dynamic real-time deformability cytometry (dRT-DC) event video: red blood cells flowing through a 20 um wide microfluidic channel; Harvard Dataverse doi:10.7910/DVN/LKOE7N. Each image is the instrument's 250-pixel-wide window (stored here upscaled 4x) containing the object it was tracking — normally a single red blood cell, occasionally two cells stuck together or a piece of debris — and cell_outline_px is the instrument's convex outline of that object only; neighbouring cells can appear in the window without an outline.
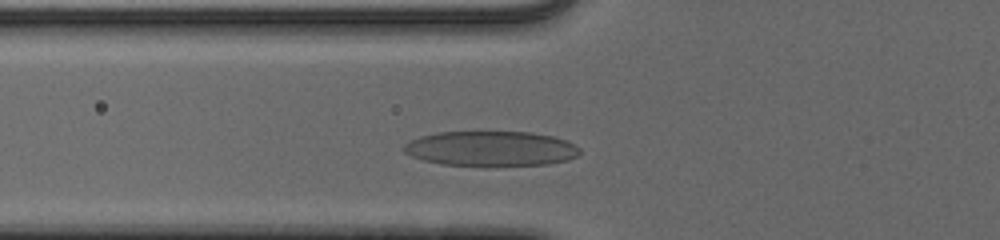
{"species": "human", "species_latin": "Homo sapiens", "temperature_condition": "cold", "stored_images_in_passage": 30, "camera_frame_rate_fps": 3000, "um_per_image_px": 0.085, "donor": {"sex": "male"}, "frame": {"image": 1, "passage_image": 5, "time_ms": 1.333, "image_size_px": [1000, 240], "cell_outline_px": [[580, 152], [576, 156], [568, 160], [548, 164], [440, 164], [424, 160], [412, 156], [404, 152], [400, 148], [404, 144], [420, 136], [440, 132], [532, 132], [552, 136], [568, 140], [576, 144], [580, 148]], "centroid_in_image_um": [41.74, 12.6], "position_along_channel_um": 84.1, "area_um2": 35.37}}
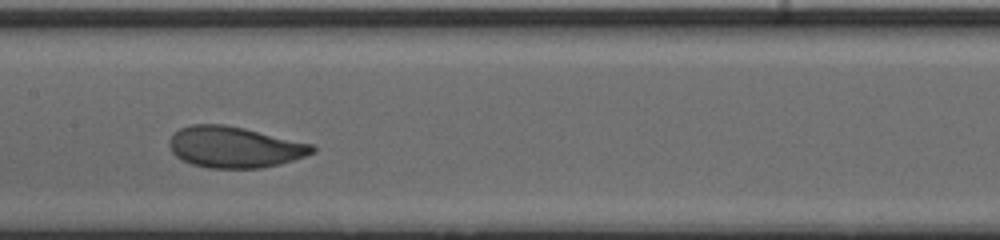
{"frame": {"image": 2, "passage_image": 13, "time_ms": 4.0, "image_size_px": [1000, 240], "cell_outline_px": [[316, 152], [280, 164], [260, 168], [208, 168], [192, 164], [176, 156], [172, 152], [168, 144], [168, 140], [180, 128], [192, 124], [224, 124], [244, 128], [312, 144], [316, 148]], "centroid_in_image_um": [19.92, 12.5], "position_along_channel_um": 187.5, "area_um2": 34.16}}
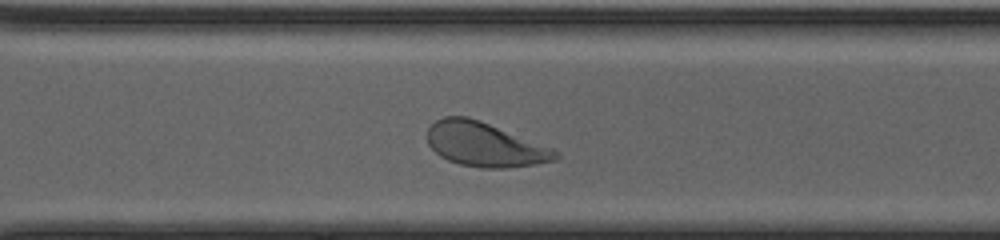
{"frame": {"image": 3, "passage_image": 24, "time_ms": 7.667, "image_size_px": [1000, 240], "cell_outline_px": [[560, 160], [508, 168], [484, 168], [460, 164], [448, 160], [440, 156], [428, 144], [428, 128], [436, 120], [444, 116], [468, 116], [480, 120], [552, 148], [560, 152]], "centroid_in_image_um": [41.23, 12.28], "position_along_channel_um": 329.4, "area_um2": 33.0}, "authors_computed_cell_mechanics": {"area_um2": 34.1309, "velocity_mm_per_s": 3.8773, "shape_relaxation_time_tau1_ms": 2.2007, "shape_relaxation_time_tau2_ms": 2.0483, "deformation_change_tau1": 0.1593, "deformation_change_tau2": 0.0806}}